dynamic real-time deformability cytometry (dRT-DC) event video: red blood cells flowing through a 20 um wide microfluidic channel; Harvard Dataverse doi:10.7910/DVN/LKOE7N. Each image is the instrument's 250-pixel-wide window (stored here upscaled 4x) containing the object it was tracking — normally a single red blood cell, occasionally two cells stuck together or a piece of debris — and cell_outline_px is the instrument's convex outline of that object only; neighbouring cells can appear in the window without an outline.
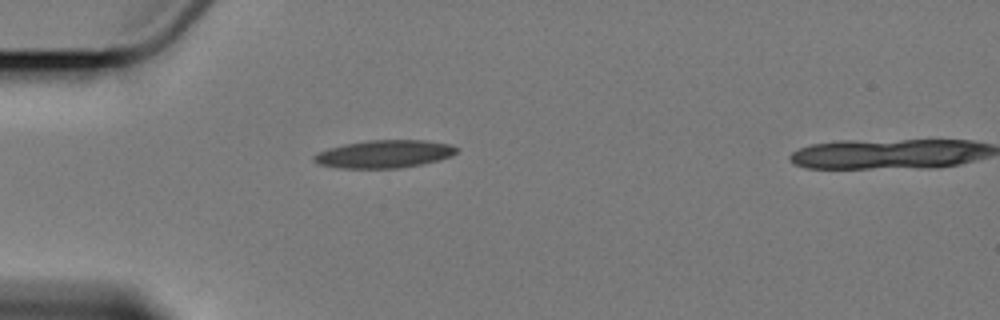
{"species": "Egyptian fruit bat (a non-hibernating species)", "species_latin": "Rousettus aegyptiacus", "temperature_condition": "cold", "stored_images_in_passage": 4, "camera_frame_rate_fps": 3000, "um_per_image_px": 0.085, "animal": {"sex": "female"}, "frame": {"image": 1, "passage_image": 4, "time_ms": 3.667, "image_size_px": [1000, 320], "cell_outline_px": [[460, 148], [452, 156], [440, 160], [424, 164], [400, 168], [340, 168], [320, 164], [312, 160], [312, 156], [328, 148], [344, 144], [368, 140], [424, 140], [448, 144]], "centroid_in_image_um": [32.69, 13.09], "position_along_channel_um": 52.3, "area_um2": 23.18}}